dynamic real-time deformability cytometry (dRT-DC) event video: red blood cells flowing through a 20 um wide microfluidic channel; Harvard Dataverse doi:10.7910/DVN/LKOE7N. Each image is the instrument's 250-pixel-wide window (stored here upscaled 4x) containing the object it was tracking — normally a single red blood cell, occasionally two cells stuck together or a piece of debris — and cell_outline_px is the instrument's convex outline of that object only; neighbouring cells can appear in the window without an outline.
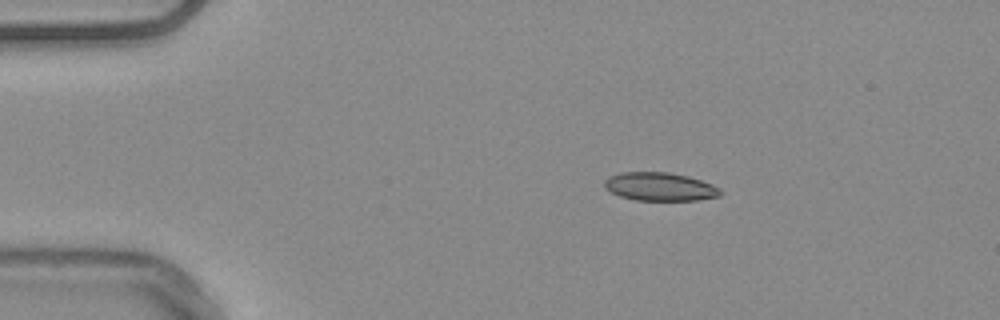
{"species": "common noctule bat (a hibernating species)", "species_latin": "Nyctalus noctula", "temperature_condition": "warm", "stored_images_in_passage": 19, "camera_frame_rate_fps": 3000, "um_per_image_px": 0.085, "animal": {"sex": "male", "body_mass_g": 20.4}, "frame": {"image": 1, "passage_image": 1, "time_ms": 0.0, "image_size_px": [1000, 320], "cell_outline_px": [[724, 192], [720, 196], [696, 200], [636, 200], [620, 196], [604, 188], [604, 180], [608, 176], [624, 172], [668, 172], [688, 176], [712, 184], [720, 188]], "centroid_in_image_um": [56.1, 15.86], "position_along_channel_um": 28.9, "area_um2": 19.19}}
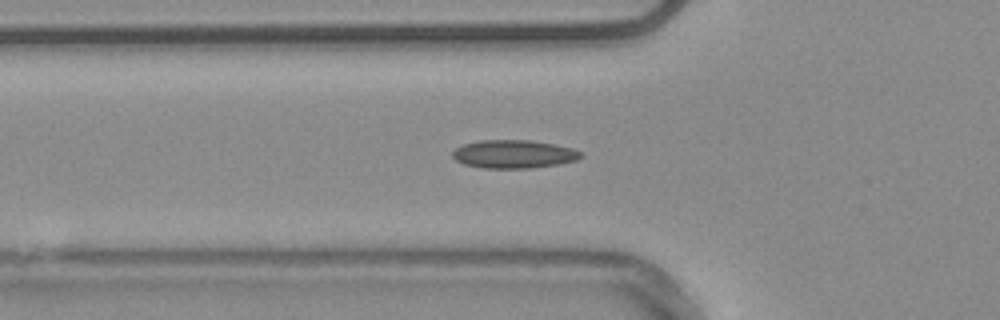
{"frame": {"image": 2, "passage_image": 10, "time_ms": 3.0, "image_size_px": [1000, 320], "cell_outline_px": [[584, 156], [576, 160], [560, 164], [532, 168], [480, 168], [464, 164], [456, 160], [452, 156], [452, 152], [456, 148], [464, 144], [480, 140], [532, 140], [572, 148], [580, 152]], "centroid_in_image_um": [43.66, 13.1], "position_along_channel_um": 82.1, "area_um2": 21.15}}